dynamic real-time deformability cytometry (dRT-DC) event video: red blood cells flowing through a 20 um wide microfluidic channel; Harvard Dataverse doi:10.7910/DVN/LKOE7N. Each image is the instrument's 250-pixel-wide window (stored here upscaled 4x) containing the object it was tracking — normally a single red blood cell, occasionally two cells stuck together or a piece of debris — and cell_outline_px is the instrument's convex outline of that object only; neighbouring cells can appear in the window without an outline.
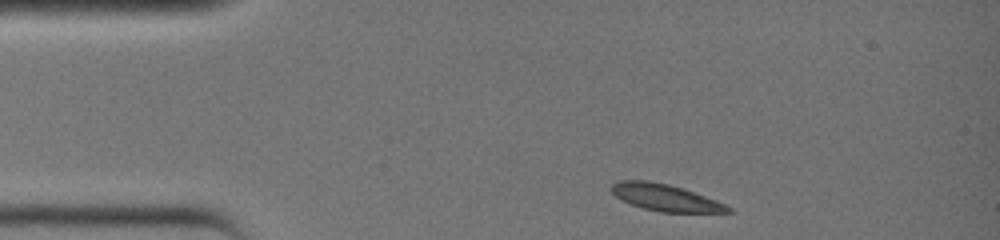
{"species": "common noctule bat (a hibernating species)", "species_latin": "Nyctalus noctula", "temperature_condition": "warm", "stored_images_in_passage": 31, "camera_frame_rate_fps": 3000, "um_per_image_px": 0.085, "animal": {"sex": "female", "body_mass_g": 19.0, "forearm_length_mm": 51.5}, "frame": {"image": 1, "passage_image": 1, "time_ms": 0.0, "image_size_px": [1000, 240], "cell_outline_px": [[732, 212], [660, 212], [644, 208], [620, 200], [612, 192], [612, 184], [620, 180], [648, 180], [668, 184], [684, 188], [716, 200], [732, 208]], "centroid_in_image_um": [56.55, 16.78], "position_along_channel_um": 28.5, "area_um2": 18.09}}
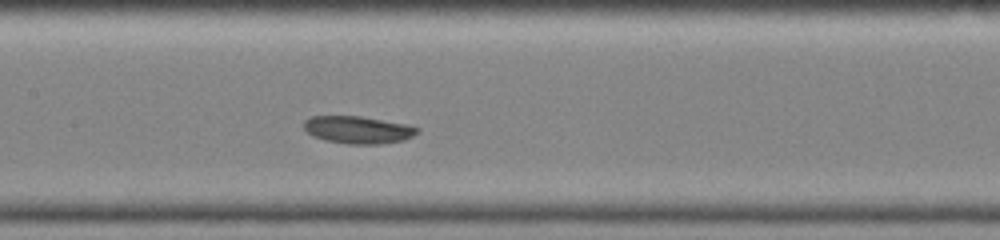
{"frame": {"image": 2, "passage_image": 13, "time_ms": 4.0, "image_size_px": [1000, 240], "cell_outline_px": [[420, 132], [404, 140], [380, 144], [348, 144], [324, 140], [312, 136], [304, 128], [304, 120], [312, 116], [360, 116], [408, 124], [420, 128]], "centroid_in_image_um": [30.45, 11.03], "position_along_channel_um": 176.9, "area_um2": 18.26}}
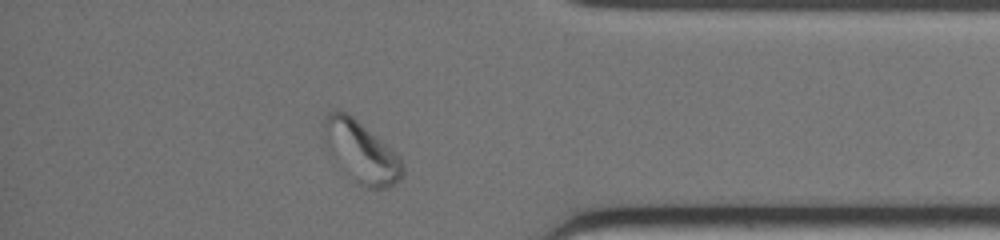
{"frame": {"image": 3, "passage_image": 27, "time_ms": 8.667, "image_size_px": [1000, 240], "cell_outline_px": [[404, 172], [400, 180], [396, 184], [388, 188], [364, 188], [360, 184], [324, 140], [320, 132], [324, 120], [328, 112], [332, 108], [348, 112], [400, 156], [404, 164]], "centroid_in_image_um": [30.75, 12.84], "position_along_channel_um": 404.5, "area_um2": 27.28}}